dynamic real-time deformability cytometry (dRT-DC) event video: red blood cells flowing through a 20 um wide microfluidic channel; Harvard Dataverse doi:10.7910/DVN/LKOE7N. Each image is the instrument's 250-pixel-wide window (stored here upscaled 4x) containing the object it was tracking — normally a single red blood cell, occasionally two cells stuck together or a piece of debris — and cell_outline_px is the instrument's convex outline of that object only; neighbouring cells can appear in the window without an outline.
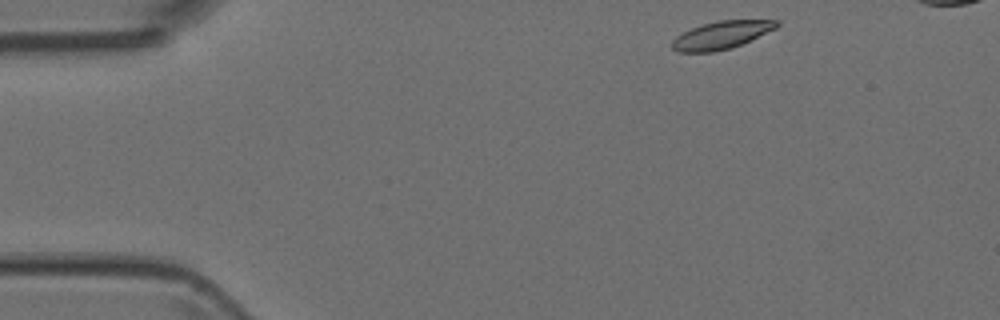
{"species": "Egyptian fruit bat (a non-hibernating species)", "species_latin": "Rousettus aegyptiacus", "temperature_condition": "room temperature", "stored_images_in_passage": 23, "camera_frame_rate_fps": 3000, "um_per_image_px": 0.085, "animal": {"sex": "female"}, "frame": {"image": 1, "passage_image": 1, "time_ms": 0.0, "image_size_px": [1000, 320], "cell_outline_px": [[780, 24], [776, 28], [740, 44], [728, 48], [712, 52], [680, 52], [672, 48], [672, 40], [676, 36], [692, 28], [704, 24], [720, 20], [780, 20]], "centroid_in_image_um": [61.31, 2.97], "position_along_channel_um": 23.7, "area_um2": 16.53}}
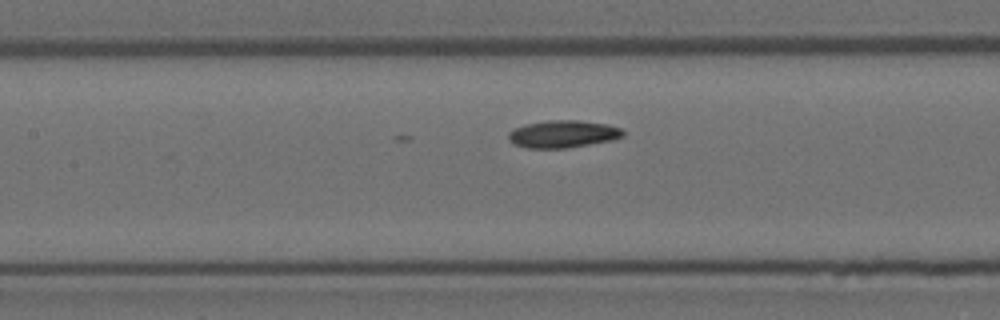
{"frame": {"image": 2, "passage_image": 17, "time_ms": 5.333, "image_size_px": [1000, 320], "cell_outline_px": [[624, 136], [612, 140], [568, 148], [528, 148], [516, 144], [508, 140], [508, 132], [516, 128], [528, 124], [548, 120], [576, 120], [608, 124], [620, 128], [624, 132]], "centroid_in_image_um": [47.87, 11.39], "position_along_channel_um": 159.5, "area_um2": 18.15}}
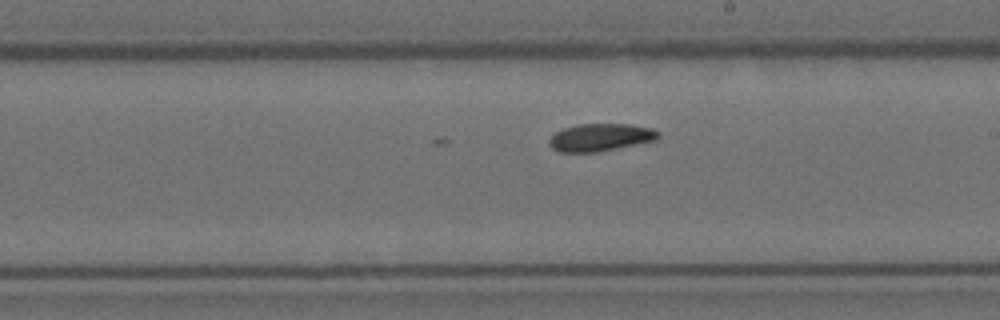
{"frame": {"image": 3, "passage_image": 23, "time_ms": 7.333, "image_size_px": [1000, 320], "cell_outline_px": [[660, 136], [652, 140], [596, 152], [560, 152], [552, 148], [548, 144], [548, 140], [556, 132], [564, 128], [576, 124], [632, 124], [652, 128], [660, 132]], "centroid_in_image_um": [50.99, 11.66], "position_along_channel_um": 238.0, "area_um2": 17.28}}